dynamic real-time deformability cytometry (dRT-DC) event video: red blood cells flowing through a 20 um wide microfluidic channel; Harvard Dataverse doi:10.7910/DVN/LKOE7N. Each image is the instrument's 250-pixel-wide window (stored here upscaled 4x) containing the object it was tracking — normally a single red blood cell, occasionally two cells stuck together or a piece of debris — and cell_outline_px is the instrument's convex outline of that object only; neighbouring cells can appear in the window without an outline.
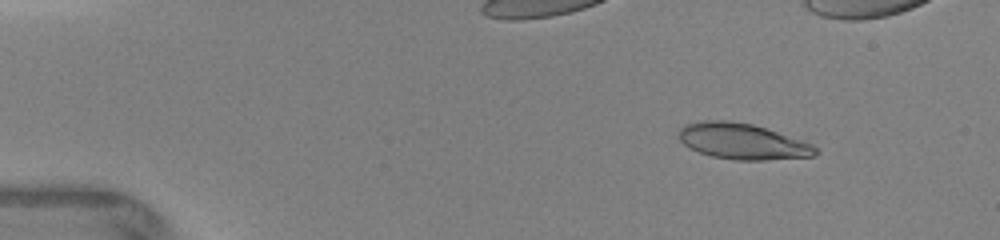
{"species": "human", "species_latin": "Homo sapiens", "temperature_condition": "warm", "stored_images_in_passage": 14, "camera_frame_rate_fps": 3000, "um_per_image_px": 0.085, "donor": {"sex": "female"}, "frame": {"image": 1, "passage_image": 1, "time_ms": 0.0, "image_size_px": [1000, 240], "cell_outline_px": [[820, 152], [812, 156], [764, 160], [736, 160], [712, 156], [700, 152], [684, 144], [680, 140], [680, 128], [684, 124], [700, 120], [728, 120], [752, 124], [812, 144]], "centroid_in_image_um": [63.08, 12.01], "position_along_channel_um": 21.9, "area_um2": 28.21}}